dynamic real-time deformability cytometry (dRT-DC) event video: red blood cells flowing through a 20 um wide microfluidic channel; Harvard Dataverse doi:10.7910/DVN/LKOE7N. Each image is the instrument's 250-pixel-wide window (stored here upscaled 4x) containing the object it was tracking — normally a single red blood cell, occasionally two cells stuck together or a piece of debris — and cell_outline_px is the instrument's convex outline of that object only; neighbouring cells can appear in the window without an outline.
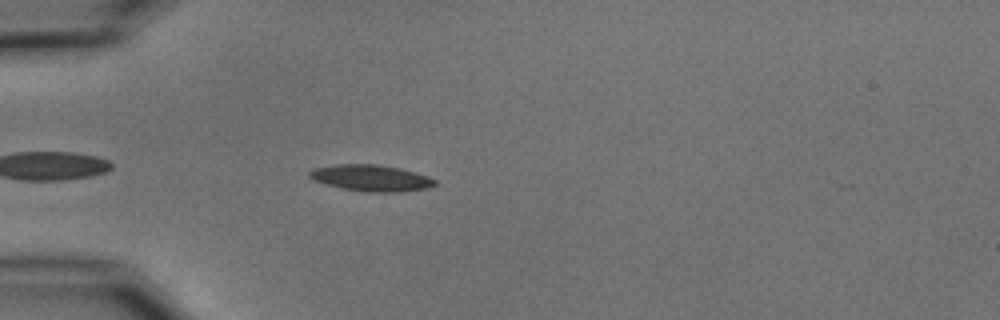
{"species": "common noctule bat (a hibernating species)", "species_latin": "Nyctalus noctula", "temperature_condition": "cold", "stored_images_in_passage": 8, "camera_frame_rate_fps": 3000, "um_per_image_px": 0.085, "animal": {"sex": "male", "body_mass_g": 15.6}, "frame": {"image": 1, "passage_image": 4, "time_ms": 1.0, "image_size_px": [1000, 320], "cell_outline_px": [[436, 184], [428, 188], [400, 192], [368, 192], [344, 188], [328, 184], [316, 180], [308, 176], [308, 172], [316, 168], [336, 164], [376, 164], [400, 168], [428, 176], [436, 180]], "centroid_in_image_um": [31.59, 15.13], "position_along_channel_um": 53.4, "area_um2": 19.02}}